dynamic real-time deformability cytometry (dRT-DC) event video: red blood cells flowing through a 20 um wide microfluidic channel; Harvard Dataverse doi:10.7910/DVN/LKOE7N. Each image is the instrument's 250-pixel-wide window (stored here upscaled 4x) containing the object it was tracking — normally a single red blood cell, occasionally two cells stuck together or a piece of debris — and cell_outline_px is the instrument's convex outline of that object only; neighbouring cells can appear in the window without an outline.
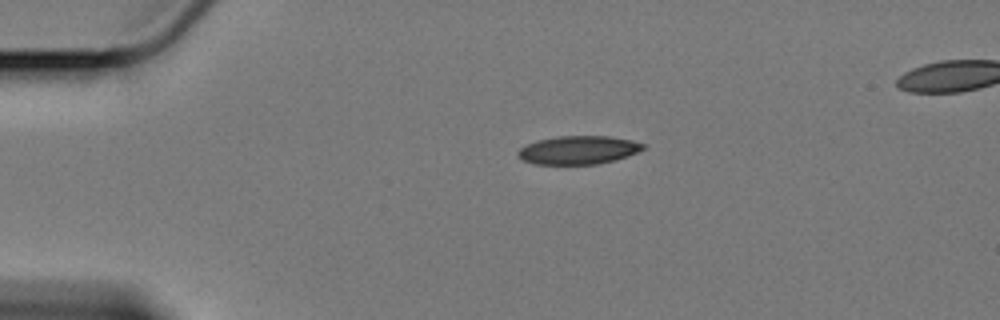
{"species": "Egyptian fruit bat (a non-hibernating species)", "species_latin": "Rousettus aegyptiacus", "temperature_condition": "cold", "stored_images_in_passage": 48, "segment_of_instrument_passage": [1, 2], "camera_frame_rate_fps": 3000, "um_per_image_px": 0.085, "animal": {"sex": "female"}, "frame": {"image": 1, "passage_image": 1, "time_ms": 0.0, "image_size_px": [1000, 320], "cell_outline_px": [[644, 148], [636, 152], [612, 160], [596, 164], [536, 164], [520, 160], [516, 156], [516, 152], [520, 148], [528, 144], [540, 140], [560, 136], [608, 136], [628, 140], [644, 144]], "centroid_in_image_um": [49.07, 12.76], "position_along_channel_um": 35.9, "area_um2": 20.29}}
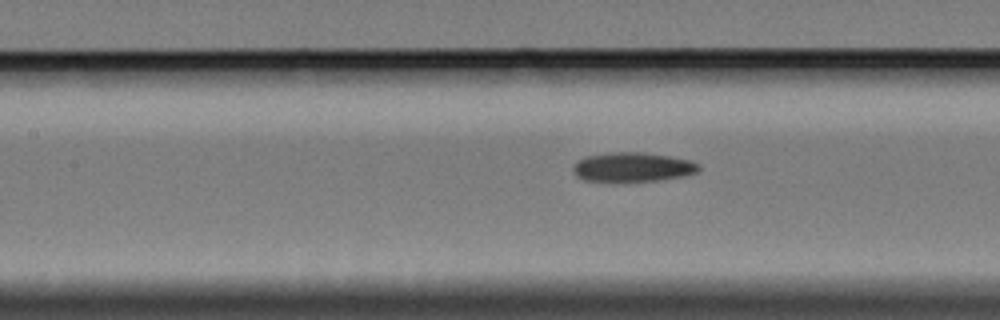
{"frame": {"image": 2, "passage_image": 15, "time_ms": 4.667, "image_size_px": [1000, 320], "cell_outline_px": [[700, 168], [696, 172], [684, 176], [660, 180], [584, 180], [576, 176], [572, 168], [580, 160], [588, 156], [612, 152], [644, 152], [692, 160], [700, 164]], "centroid_in_image_um": [53.84, 14.18], "position_along_channel_um": 153.6, "area_um2": 21.04}}
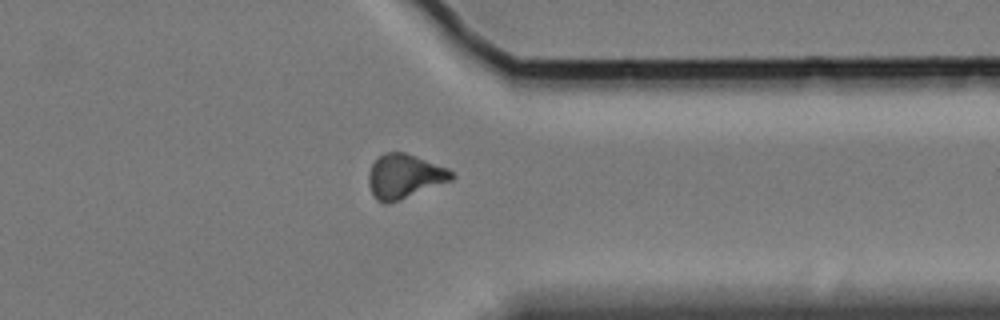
{"frame": {"image": 3, "passage_image": 35, "time_ms": 11.333, "image_size_px": [1000, 320], "cell_outline_px": [[456, 176], [452, 180], [400, 200], [388, 204], [384, 204], [376, 200], [368, 184], [368, 172], [376, 156], [384, 152], [404, 152], [448, 168]], "centroid_in_image_um": [34.34, 14.98], "position_along_channel_um": 377.1, "area_um2": 21.56}}